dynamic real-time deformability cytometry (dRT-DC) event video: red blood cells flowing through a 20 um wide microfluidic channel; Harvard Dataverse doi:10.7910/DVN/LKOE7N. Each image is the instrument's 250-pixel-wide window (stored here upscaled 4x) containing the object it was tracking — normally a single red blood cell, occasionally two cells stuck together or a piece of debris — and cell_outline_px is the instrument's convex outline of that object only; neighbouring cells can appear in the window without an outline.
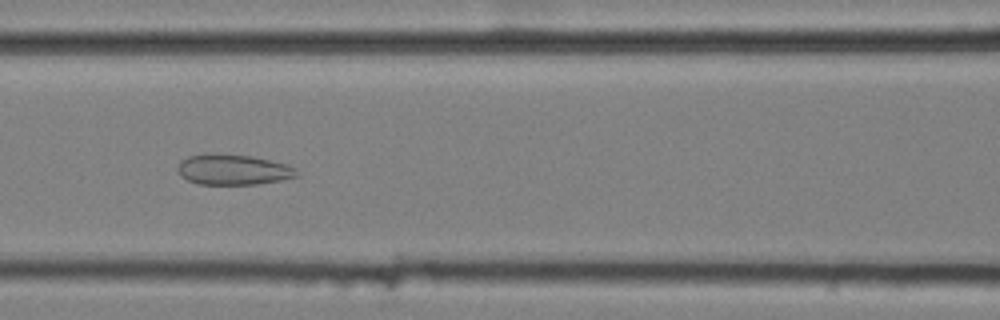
{"species": "common noctule bat (a hibernating species)", "species_latin": "Nyctalus noctula", "temperature_condition": "cold", "stored_images_in_passage": 57, "camera_frame_rate_fps": 3000, "um_per_image_px": 0.085, "animal": {"sex": "female", "body_mass_g": 25.1}, "frame": {"image": 1, "passage_image": 26, "time_ms": 8.333, "image_size_px": [1000, 320], "cell_outline_px": [[300, 172], [296, 176], [280, 180], [256, 184], [200, 184], [188, 180], [180, 176], [176, 168], [180, 160], [188, 156], [204, 152], [212, 152], [252, 156], [288, 164], [296, 168]], "centroid_in_image_um": [19.78, 14.39], "position_along_channel_um": 146.8, "area_um2": 21.56}}
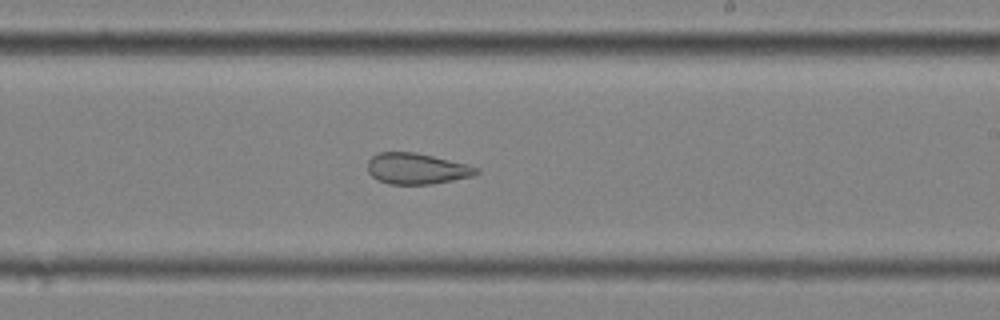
{"frame": {"image": 2, "passage_image": 35, "time_ms": 11.333, "image_size_px": [1000, 320], "cell_outline_px": [[480, 172], [472, 176], [432, 184], [388, 184], [376, 180], [368, 172], [368, 160], [372, 156], [380, 152], [416, 152], [468, 164], [480, 168]], "centroid_in_image_um": [35.42, 14.33], "position_along_channel_um": 253.6, "area_um2": 19.77}}
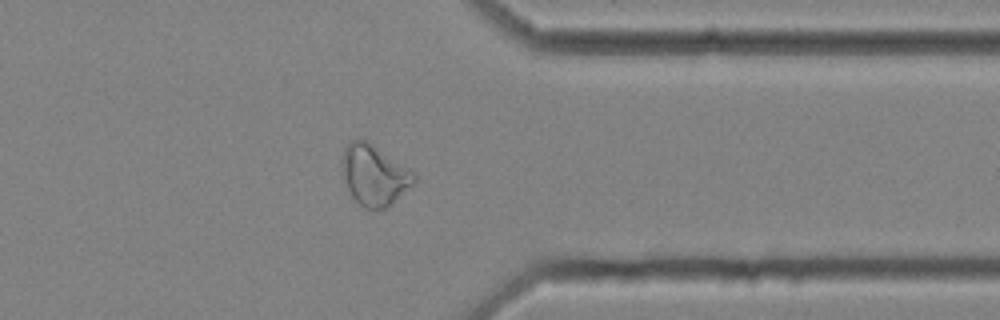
{"frame": {"image": 3, "passage_image": 46, "time_ms": 15.0, "image_size_px": [1000, 320], "cell_outline_px": [[416, 180], [412, 184], [384, 208], [376, 212], [364, 208], [352, 196], [340, 172], [340, 160], [344, 148], [352, 140], [368, 140], [416, 172]], "centroid_in_image_um": [31.77, 14.85], "position_along_channel_um": 379.6, "area_um2": 25.66}, "authors_computed_cell_mechanics": {"area_um2": 27.8596, "velocity_mm_per_s": 3.5654, "shape_relaxation_time_tau1_ms": null, "shape_relaxation_time_tau2_ms": 2.1412, "deformation_change_tau1": null, "deformation_change_tau2": 0.0999}}